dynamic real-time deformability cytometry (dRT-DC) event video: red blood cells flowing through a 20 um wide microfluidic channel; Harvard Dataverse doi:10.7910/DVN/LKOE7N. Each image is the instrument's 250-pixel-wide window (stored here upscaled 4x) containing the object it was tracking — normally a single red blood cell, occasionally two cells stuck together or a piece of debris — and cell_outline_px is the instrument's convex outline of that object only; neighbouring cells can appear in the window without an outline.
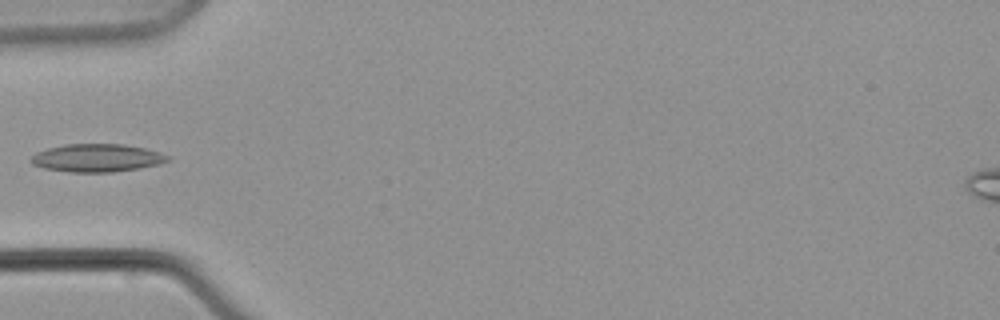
{"species": "common noctule bat (a hibernating species)", "species_latin": "Nyctalus noctula", "temperature_condition": "warm", "stored_images_in_passage": 12, "camera_frame_rate_fps": 3000, "um_per_image_px": 0.085, "animal": {"sex": "male", "body_mass_g": 21.5, "forearm_length_mm": 52.0}, "frame": {"image": 1, "passage_image": 7, "time_ms": 8.333, "image_size_px": [1000, 320], "cell_outline_px": [[172, 160], [160, 164], [140, 168], [112, 172], [68, 172], [44, 168], [32, 164], [32, 156], [36, 152], [48, 148], [64, 144], [124, 144], [144, 148], [160, 152], [168, 156]], "centroid_in_image_um": [8.27, 13.42], "position_along_channel_um": 76.7, "area_um2": 22.31}}
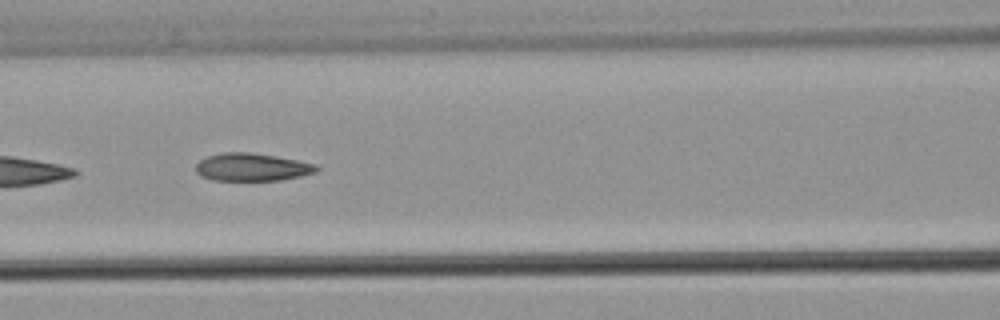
{"frame": {"image": 2, "passage_image": 9, "time_ms": 11.0, "image_size_px": [1000, 320], "cell_outline_px": [[320, 168], [316, 172], [300, 176], [280, 180], [212, 180], [200, 176], [196, 172], [196, 164], [200, 160], [208, 156], [220, 152], [252, 152], [276, 156], [316, 164]], "centroid_in_image_um": [21.4, 14.2], "position_along_channel_um": 145.2, "area_um2": 19.59}}